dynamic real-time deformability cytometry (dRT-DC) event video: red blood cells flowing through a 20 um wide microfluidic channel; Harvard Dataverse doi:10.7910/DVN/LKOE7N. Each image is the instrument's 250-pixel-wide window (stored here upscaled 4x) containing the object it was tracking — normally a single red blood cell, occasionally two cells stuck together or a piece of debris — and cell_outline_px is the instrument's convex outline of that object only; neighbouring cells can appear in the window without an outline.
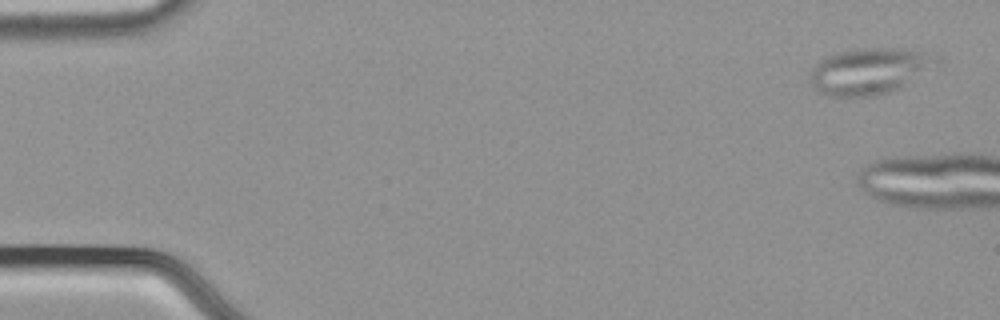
{"species": "common noctule bat (a hibernating species)", "species_latin": "Nyctalus noctula", "temperature_condition": "cold", "stored_images_in_passage": 6, "camera_frame_rate_fps": 3000, "um_per_image_px": 0.085, "animal": {"sex": "male", "body_mass_g": 21.5, "forearm_length_mm": 52.0}, "frame": {"image": 1, "passage_image": 2, "time_ms": 0.333, "image_size_px": [1000, 320], "cell_outline_px": [[944, 60], [900, 88], [892, 92], [876, 96], [832, 96], [820, 92], [812, 84], [812, 68], [824, 56], [832, 52], [864, 48], [904, 48], [944, 56]], "centroid_in_image_um": [73.98, 6.01], "position_along_channel_um": 11.0, "area_um2": 34.39}}